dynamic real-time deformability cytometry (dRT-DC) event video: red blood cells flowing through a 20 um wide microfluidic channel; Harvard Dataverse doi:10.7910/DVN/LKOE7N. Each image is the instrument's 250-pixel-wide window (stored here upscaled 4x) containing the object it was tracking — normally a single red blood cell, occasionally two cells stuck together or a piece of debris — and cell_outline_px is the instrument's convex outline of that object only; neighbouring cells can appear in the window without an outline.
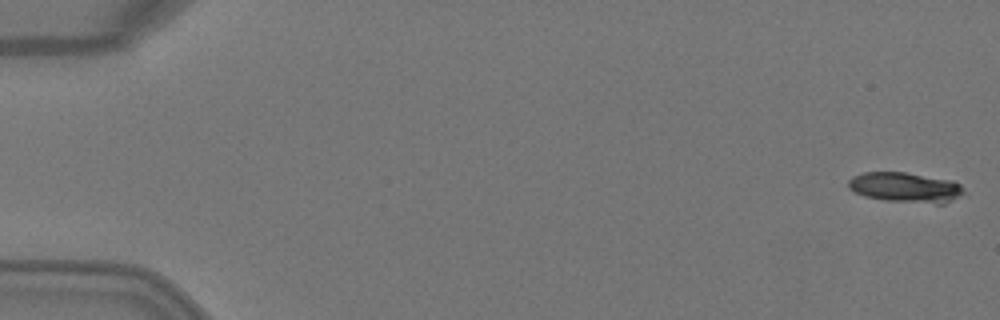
{"species": "Egyptian fruit bat (a non-hibernating species)", "species_latin": "Rousettus aegyptiacus", "temperature_condition": "warm", "stored_images_in_passage": 5, "camera_frame_rate_fps": 3000, "um_per_image_px": 0.085, "animal": {"sex": "female"}, "frame": {"image": 1, "passage_image": 1, "time_ms": 0.0, "image_size_px": [1000, 320], "cell_outline_px": [[964, 192], [944, 204], [936, 204], [884, 200], [864, 196], [848, 188], [848, 180], [852, 176], [864, 172], [904, 172], [952, 180], [960, 184], [964, 188]], "centroid_in_image_um": [76.94, 15.93], "position_along_channel_um": 8.1, "area_um2": 20.23}}